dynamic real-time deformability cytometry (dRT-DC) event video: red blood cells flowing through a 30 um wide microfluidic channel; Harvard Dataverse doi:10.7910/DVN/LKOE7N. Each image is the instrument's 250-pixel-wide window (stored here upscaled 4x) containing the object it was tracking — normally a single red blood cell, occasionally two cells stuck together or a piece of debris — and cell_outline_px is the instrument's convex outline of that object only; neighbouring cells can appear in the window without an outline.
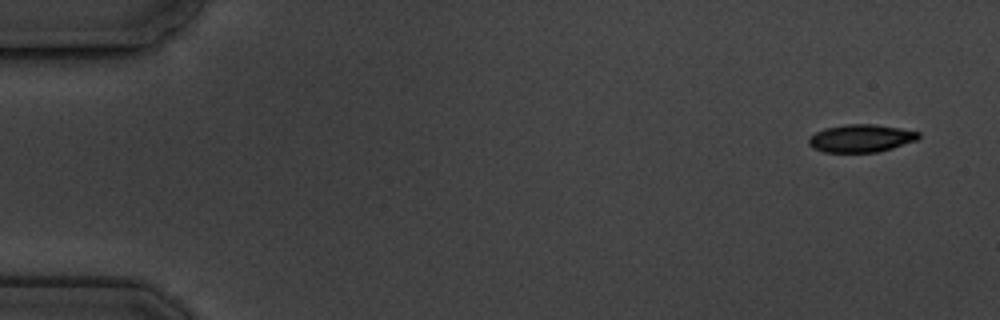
{"species": "common noctule bat (a hibernating species)", "species_latin": "Nyctalus noctula", "temperature_condition": "cold", "stored_images_in_passage": 7, "camera_frame_rate_fps": 3000, "um_per_image_px": 0.085, "animal": {"sex": "male", "body_mass_g": 19.5, "forearm_length_mm": 54.6}, "frame": {"image": 1, "passage_image": 1, "time_ms": 0.0, "image_size_px": [1000, 320], "cell_outline_px": [[920, 136], [916, 140], [892, 148], [876, 152], [824, 152], [812, 148], [808, 144], [808, 140], [816, 132], [824, 128], [844, 124], [876, 124], [900, 128], [920, 132]], "centroid_in_image_um": [73.17, 11.75], "position_along_channel_um": 11.8, "area_um2": 17.74}}